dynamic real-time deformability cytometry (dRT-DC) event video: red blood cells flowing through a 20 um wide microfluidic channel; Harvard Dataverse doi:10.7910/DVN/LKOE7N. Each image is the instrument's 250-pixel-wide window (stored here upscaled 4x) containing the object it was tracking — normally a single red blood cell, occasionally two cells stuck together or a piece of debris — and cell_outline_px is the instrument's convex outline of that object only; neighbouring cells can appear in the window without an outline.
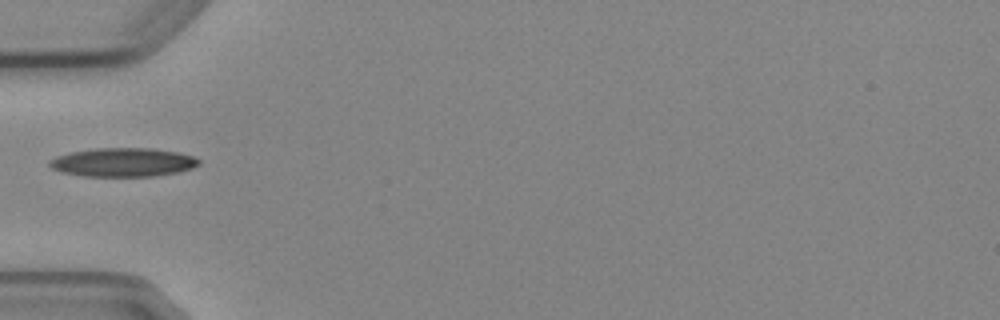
{"species": "Egyptian fruit bat (a non-hibernating species)", "species_latin": "Rousettus aegyptiacus", "temperature_condition": "cold", "stored_images_in_passage": 3, "camera_frame_rate_fps": 3000, "um_per_image_px": 0.085, "animal": {"sex": "female"}, "frame": {"image": 1, "passage_image": 2, "time_ms": 2.0, "image_size_px": [1000, 320], "cell_outline_px": [[200, 164], [192, 168], [176, 172], [152, 176], [84, 176], [60, 172], [52, 168], [48, 164], [48, 160], [56, 156], [68, 152], [96, 148], [148, 148], [176, 152], [192, 156], [200, 160]], "centroid_in_image_um": [10.39, 13.79], "position_along_channel_um": 74.6, "area_um2": 24.97}}
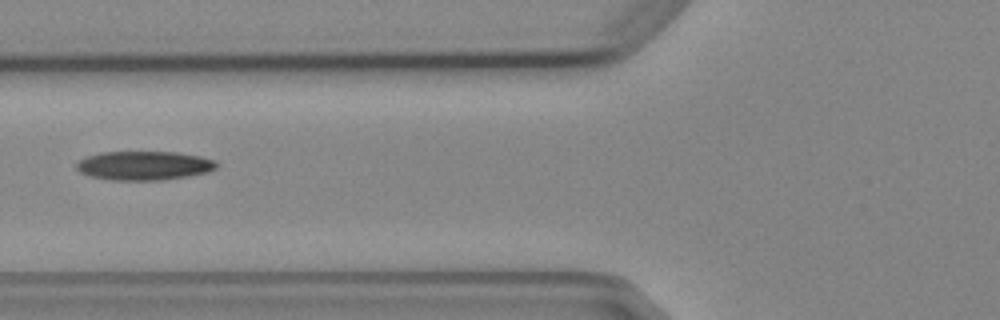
{"frame": {"image": 2, "passage_image": 3, "time_ms": 3.0, "image_size_px": [1000, 320], "cell_outline_px": [[216, 168], [208, 172], [188, 176], [160, 180], [112, 180], [88, 176], [80, 172], [76, 168], [76, 164], [80, 160], [88, 156], [100, 152], [176, 152], [200, 156], [212, 160], [216, 164]], "centroid_in_image_um": [12.21, 14.08], "position_along_channel_um": 113.6, "area_um2": 23.52}}